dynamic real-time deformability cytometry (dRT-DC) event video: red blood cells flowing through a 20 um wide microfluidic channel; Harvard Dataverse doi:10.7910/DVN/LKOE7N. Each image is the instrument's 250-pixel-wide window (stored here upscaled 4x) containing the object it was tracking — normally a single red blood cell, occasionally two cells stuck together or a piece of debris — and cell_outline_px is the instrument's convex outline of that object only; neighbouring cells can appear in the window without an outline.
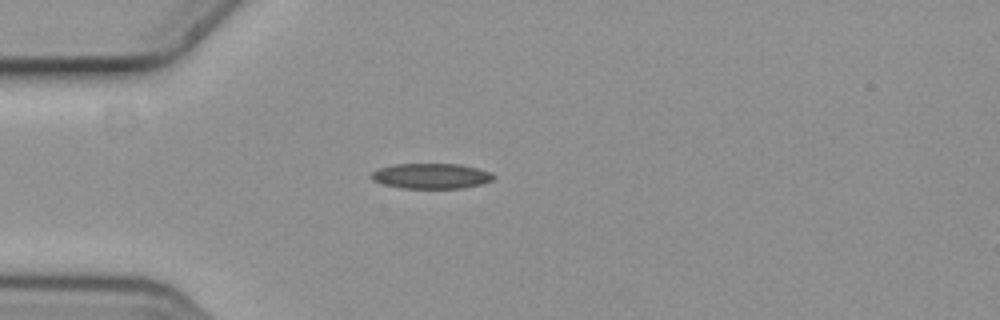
{"species": "common noctule bat (a hibernating species)", "species_latin": "Nyctalus noctula", "temperature_condition": "cold", "stored_images_in_passage": 5, "camera_frame_rate_fps": 3000, "um_per_image_px": 0.085, "animal": {"sex": "female", "body_mass_g": 19.3, "forearm_length_mm": 54.1}, "frame": {"image": 1, "passage_image": 2, "time_ms": 0.333, "image_size_px": [1000, 320], "cell_outline_px": [[496, 176], [492, 180], [480, 184], [464, 188], [400, 188], [384, 184], [372, 180], [368, 176], [372, 172], [380, 168], [392, 164], [460, 164], [492, 172]], "centroid_in_image_um": [36.64, 14.96], "position_along_channel_um": 48.4, "area_um2": 18.09}}
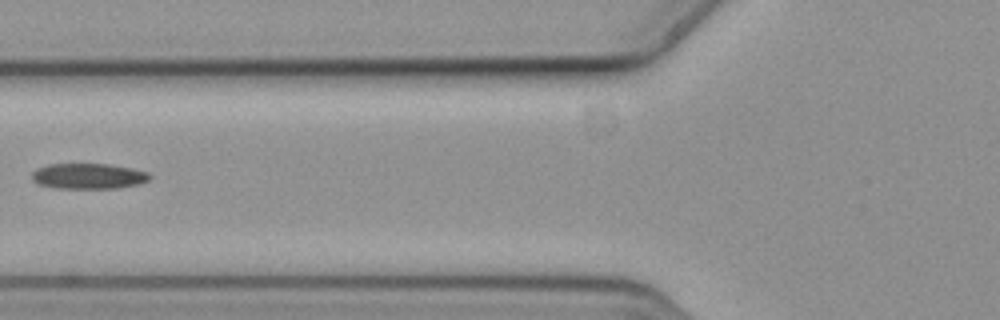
{"frame": {"image": 2, "passage_image": 4, "time_ms": 1.0, "image_size_px": [1000, 320], "cell_outline_px": [[152, 176], [148, 180], [140, 184], [116, 188], [56, 188], [36, 184], [32, 180], [32, 172], [36, 168], [48, 164], [108, 164], [132, 168], [148, 172]], "centroid_in_image_um": [7.5, 14.97], "position_along_channel_um": 118.3, "area_um2": 17.69}}
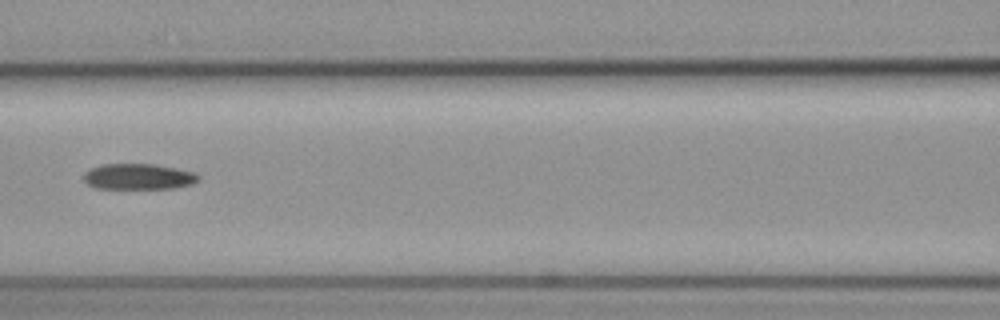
{"frame": {"image": 3, "passage_image": 5, "time_ms": 1.333, "image_size_px": [1000, 320], "cell_outline_px": [[200, 176], [192, 184], [176, 188], [96, 188], [88, 184], [84, 180], [84, 172], [100, 164], [156, 164], [196, 172]], "centroid_in_image_um": [11.78, 15.0], "position_along_channel_um": 154.8, "area_um2": 17.22}}